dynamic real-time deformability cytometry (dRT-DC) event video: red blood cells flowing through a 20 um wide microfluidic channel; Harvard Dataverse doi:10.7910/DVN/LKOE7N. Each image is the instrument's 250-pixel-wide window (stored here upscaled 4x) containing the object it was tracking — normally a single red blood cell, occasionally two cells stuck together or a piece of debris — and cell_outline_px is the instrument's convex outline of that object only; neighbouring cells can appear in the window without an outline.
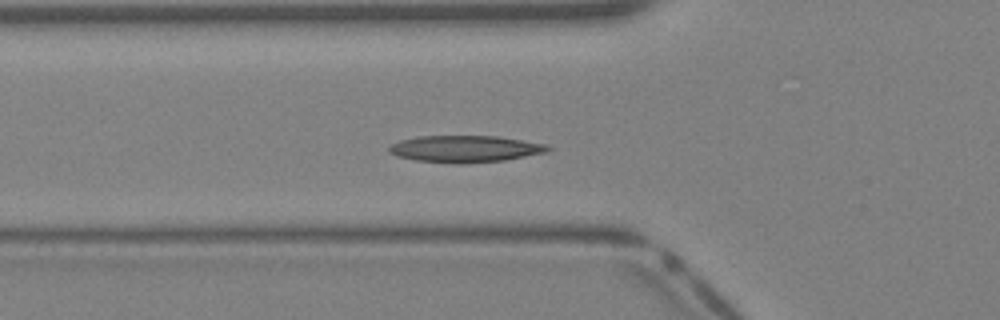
{"species": "Egyptian fruit bat (a non-hibernating species)", "species_latin": "Rousettus aegyptiacus", "temperature_condition": "warm", "stored_images_in_passage": 41, "camera_frame_rate_fps": 3000, "um_per_image_px": 0.085, "animal": {"sex": "female"}, "frame": {"image": 1, "passage_image": 14, "time_ms": 4.333, "image_size_px": [1000, 320], "cell_outline_px": [[552, 148], [548, 152], [504, 160], [460, 164], [456, 164], [416, 160], [396, 156], [388, 152], [388, 148], [392, 144], [400, 140], [416, 136], [500, 136], [548, 144]], "centroid_in_image_um": [39.55, 12.65], "position_along_channel_um": 86.2, "area_um2": 25.03}}
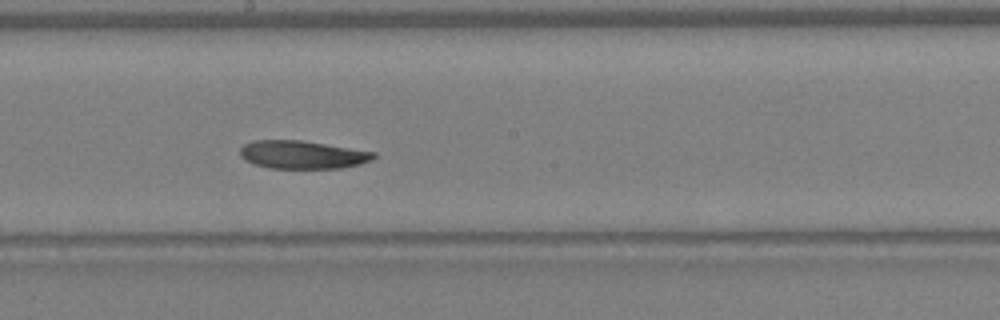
{"frame": {"image": 2, "passage_image": 22, "time_ms": 7.0, "image_size_px": [1000, 320], "cell_outline_px": [[376, 156], [372, 160], [360, 164], [340, 168], [268, 168], [252, 164], [244, 160], [240, 156], [240, 148], [244, 144], [252, 140], [300, 140], [376, 152]], "centroid_in_image_um": [25.67, 13.15], "position_along_channel_um": 222.5, "area_um2": 21.96}}
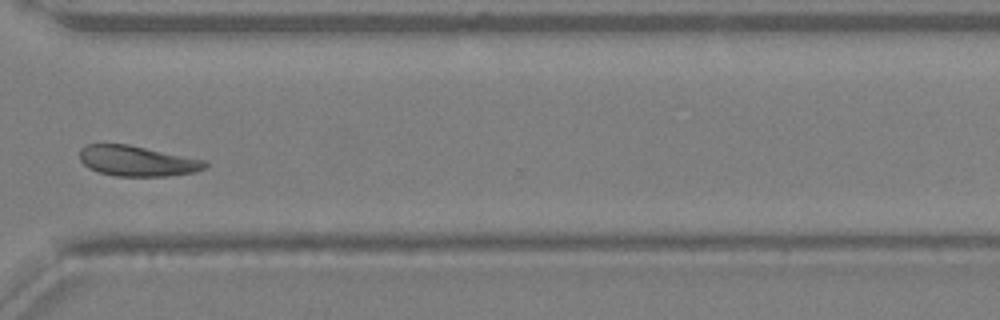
{"frame": {"image": 3, "passage_image": 30, "time_ms": 9.667, "image_size_px": [1000, 320], "cell_outline_px": [[208, 164], [204, 168], [196, 172], [168, 176], [116, 176], [96, 172], [88, 168], [80, 160], [80, 148], [88, 144], [128, 144], [208, 160]], "centroid_in_image_um": [11.68, 13.68], "position_along_channel_um": 358.9, "area_um2": 22.48}}